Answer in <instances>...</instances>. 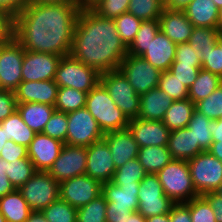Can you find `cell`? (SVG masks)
Segmentation results:
<instances>
[{"mask_svg": "<svg viewBox=\"0 0 222 222\" xmlns=\"http://www.w3.org/2000/svg\"><path fill=\"white\" fill-rule=\"evenodd\" d=\"M167 146L172 158L177 160L189 161L204 151L188 127L171 131Z\"/></svg>", "mask_w": 222, "mask_h": 222, "instance_id": "24", "label": "cell"}, {"mask_svg": "<svg viewBox=\"0 0 222 222\" xmlns=\"http://www.w3.org/2000/svg\"><path fill=\"white\" fill-rule=\"evenodd\" d=\"M86 108L98 122L103 133L128 128L129 119L115 105L108 91L98 83L86 96Z\"/></svg>", "mask_w": 222, "mask_h": 222, "instance_id": "3", "label": "cell"}, {"mask_svg": "<svg viewBox=\"0 0 222 222\" xmlns=\"http://www.w3.org/2000/svg\"><path fill=\"white\" fill-rule=\"evenodd\" d=\"M176 46L177 44L159 30L141 57L161 72L167 71L175 60Z\"/></svg>", "mask_w": 222, "mask_h": 222, "instance_id": "22", "label": "cell"}, {"mask_svg": "<svg viewBox=\"0 0 222 222\" xmlns=\"http://www.w3.org/2000/svg\"><path fill=\"white\" fill-rule=\"evenodd\" d=\"M221 85V77L201 68L197 74L196 80L188 89V99L196 104L207 98Z\"/></svg>", "mask_w": 222, "mask_h": 222, "instance_id": "32", "label": "cell"}, {"mask_svg": "<svg viewBox=\"0 0 222 222\" xmlns=\"http://www.w3.org/2000/svg\"><path fill=\"white\" fill-rule=\"evenodd\" d=\"M133 213L130 208L115 206L111 202H107L106 222H125Z\"/></svg>", "mask_w": 222, "mask_h": 222, "instance_id": "53", "label": "cell"}, {"mask_svg": "<svg viewBox=\"0 0 222 222\" xmlns=\"http://www.w3.org/2000/svg\"><path fill=\"white\" fill-rule=\"evenodd\" d=\"M58 88L54 80L22 81L15 91L16 102L17 104L35 102L54 106Z\"/></svg>", "mask_w": 222, "mask_h": 222, "instance_id": "19", "label": "cell"}, {"mask_svg": "<svg viewBox=\"0 0 222 222\" xmlns=\"http://www.w3.org/2000/svg\"><path fill=\"white\" fill-rule=\"evenodd\" d=\"M172 64H186L192 67H202L200 54L195 52L189 42L176 46L175 60Z\"/></svg>", "mask_w": 222, "mask_h": 222, "instance_id": "49", "label": "cell"}, {"mask_svg": "<svg viewBox=\"0 0 222 222\" xmlns=\"http://www.w3.org/2000/svg\"><path fill=\"white\" fill-rule=\"evenodd\" d=\"M8 137H6V135L4 134V126H2L0 124V151L3 148V145L5 144V142H7Z\"/></svg>", "mask_w": 222, "mask_h": 222, "instance_id": "67", "label": "cell"}, {"mask_svg": "<svg viewBox=\"0 0 222 222\" xmlns=\"http://www.w3.org/2000/svg\"><path fill=\"white\" fill-rule=\"evenodd\" d=\"M157 175L164 194L174 203H187L199 196L193 185L187 161L172 159Z\"/></svg>", "mask_w": 222, "mask_h": 222, "instance_id": "4", "label": "cell"}, {"mask_svg": "<svg viewBox=\"0 0 222 222\" xmlns=\"http://www.w3.org/2000/svg\"><path fill=\"white\" fill-rule=\"evenodd\" d=\"M170 222H192L190 214V201L187 203H174L169 212Z\"/></svg>", "mask_w": 222, "mask_h": 222, "instance_id": "54", "label": "cell"}, {"mask_svg": "<svg viewBox=\"0 0 222 222\" xmlns=\"http://www.w3.org/2000/svg\"><path fill=\"white\" fill-rule=\"evenodd\" d=\"M209 128L212 132L213 142L222 141V118L217 120H211Z\"/></svg>", "mask_w": 222, "mask_h": 222, "instance_id": "59", "label": "cell"}, {"mask_svg": "<svg viewBox=\"0 0 222 222\" xmlns=\"http://www.w3.org/2000/svg\"><path fill=\"white\" fill-rule=\"evenodd\" d=\"M195 110V104L190 99L173 101L162 120L170 130L182 129L188 126Z\"/></svg>", "mask_w": 222, "mask_h": 222, "instance_id": "30", "label": "cell"}, {"mask_svg": "<svg viewBox=\"0 0 222 222\" xmlns=\"http://www.w3.org/2000/svg\"><path fill=\"white\" fill-rule=\"evenodd\" d=\"M164 8L165 0H130L127 12L142 21L158 20Z\"/></svg>", "mask_w": 222, "mask_h": 222, "instance_id": "37", "label": "cell"}, {"mask_svg": "<svg viewBox=\"0 0 222 222\" xmlns=\"http://www.w3.org/2000/svg\"><path fill=\"white\" fill-rule=\"evenodd\" d=\"M200 57L202 60V69L222 78V34L217 38L213 49L207 50Z\"/></svg>", "mask_w": 222, "mask_h": 222, "instance_id": "46", "label": "cell"}, {"mask_svg": "<svg viewBox=\"0 0 222 222\" xmlns=\"http://www.w3.org/2000/svg\"><path fill=\"white\" fill-rule=\"evenodd\" d=\"M211 205L214 210L216 222H222V196L215 191L204 193L202 195Z\"/></svg>", "mask_w": 222, "mask_h": 222, "instance_id": "57", "label": "cell"}, {"mask_svg": "<svg viewBox=\"0 0 222 222\" xmlns=\"http://www.w3.org/2000/svg\"><path fill=\"white\" fill-rule=\"evenodd\" d=\"M60 183L47 171H37L18 190L32 211H42L59 198Z\"/></svg>", "mask_w": 222, "mask_h": 222, "instance_id": "8", "label": "cell"}, {"mask_svg": "<svg viewBox=\"0 0 222 222\" xmlns=\"http://www.w3.org/2000/svg\"><path fill=\"white\" fill-rule=\"evenodd\" d=\"M219 36L218 29L194 27L189 43L192 49L201 55L205 54L207 50L213 49Z\"/></svg>", "mask_w": 222, "mask_h": 222, "instance_id": "39", "label": "cell"}, {"mask_svg": "<svg viewBox=\"0 0 222 222\" xmlns=\"http://www.w3.org/2000/svg\"><path fill=\"white\" fill-rule=\"evenodd\" d=\"M0 124L4 126V134L8 137V140H12L26 148L36 134L27 124H25L18 110H15L12 115L8 116Z\"/></svg>", "mask_w": 222, "mask_h": 222, "instance_id": "31", "label": "cell"}, {"mask_svg": "<svg viewBox=\"0 0 222 222\" xmlns=\"http://www.w3.org/2000/svg\"><path fill=\"white\" fill-rule=\"evenodd\" d=\"M128 128L139 147L168 145L171 131L162 121L134 118L129 121Z\"/></svg>", "mask_w": 222, "mask_h": 222, "instance_id": "18", "label": "cell"}, {"mask_svg": "<svg viewBox=\"0 0 222 222\" xmlns=\"http://www.w3.org/2000/svg\"><path fill=\"white\" fill-rule=\"evenodd\" d=\"M102 195V183L86 174L60 183L59 198L78 209Z\"/></svg>", "mask_w": 222, "mask_h": 222, "instance_id": "14", "label": "cell"}, {"mask_svg": "<svg viewBox=\"0 0 222 222\" xmlns=\"http://www.w3.org/2000/svg\"><path fill=\"white\" fill-rule=\"evenodd\" d=\"M0 212L6 222H25L32 210L18 189L0 198Z\"/></svg>", "mask_w": 222, "mask_h": 222, "instance_id": "28", "label": "cell"}, {"mask_svg": "<svg viewBox=\"0 0 222 222\" xmlns=\"http://www.w3.org/2000/svg\"><path fill=\"white\" fill-rule=\"evenodd\" d=\"M49 222H76L77 209L58 198L41 211Z\"/></svg>", "mask_w": 222, "mask_h": 222, "instance_id": "42", "label": "cell"}, {"mask_svg": "<svg viewBox=\"0 0 222 222\" xmlns=\"http://www.w3.org/2000/svg\"><path fill=\"white\" fill-rule=\"evenodd\" d=\"M67 113L54 110L49 121L45 124L42 133L50 136L51 138L60 140L65 143L67 134Z\"/></svg>", "mask_w": 222, "mask_h": 222, "instance_id": "45", "label": "cell"}, {"mask_svg": "<svg viewBox=\"0 0 222 222\" xmlns=\"http://www.w3.org/2000/svg\"><path fill=\"white\" fill-rule=\"evenodd\" d=\"M146 222H170L169 213L146 218Z\"/></svg>", "mask_w": 222, "mask_h": 222, "instance_id": "66", "label": "cell"}, {"mask_svg": "<svg viewBox=\"0 0 222 222\" xmlns=\"http://www.w3.org/2000/svg\"><path fill=\"white\" fill-rule=\"evenodd\" d=\"M36 172L37 170L28 156L7 162L6 174L15 189L22 187Z\"/></svg>", "mask_w": 222, "mask_h": 222, "instance_id": "38", "label": "cell"}, {"mask_svg": "<svg viewBox=\"0 0 222 222\" xmlns=\"http://www.w3.org/2000/svg\"><path fill=\"white\" fill-rule=\"evenodd\" d=\"M87 147L64 144L60 155L48 169V174L62 183L86 173Z\"/></svg>", "mask_w": 222, "mask_h": 222, "instance_id": "13", "label": "cell"}, {"mask_svg": "<svg viewBox=\"0 0 222 222\" xmlns=\"http://www.w3.org/2000/svg\"><path fill=\"white\" fill-rule=\"evenodd\" d=\"M160 30L158 20H145L141 22L140 28L135 39L128 47V54L141 56L147 51L150 41L154 40L156 34Z\"/></svg>", "mask_w": 222, "mask_h": 222, "instance_id": "33", "label": "cell"}, {"mask_svg": "<svg viewBox=\"0 0 222 222\" xmlns=\"http://www.w3.org/2000/svg\"><path fill=\"white\" fill-rule=\"evenodd\" d=\"M101 0H77L80 10L92 9Z\"/></svg>", "mask_w": 222, "mask_h": 222, "instance_id": "64", "label": "cell"}, {"mask_svg": "<svg viewBox=\"0 0 222 222\" xmlns=\"http://www.w3.org/2000/svg\"><path fill=\"white\" fill-rule=\"evenodd\" d=\"M31 4H64L78 6L77 0H27Z\"/></svg>", "mask_w": 222, "mask_h": 222, "instance_id": "61", "label": "cell"}, {"mask_svg": "<svg viewBox=\"0 0 222 222\" xmlns=\"http://www.w3.org/2000/svg\"><path fill=\"white\" fill-rule=\"evenodd\" d=\"M0 222H6L5 217L2 215V213L0 212Z\"/></svg>", "mask_w": 222, "mask_h": 222, "instance_id": "71", "label": "cell"}, {"mask_svg": "<svg viewBox=\"0 0 222 222\" xmlns=\"http://www.w3.org/2000/svg\"><path fill=\"white\" fill-rule=\"evenodd\" d=\"M12 35V18L0 9V43Z\"/></svg>", "mask_w": 222, "mask_h": 222, "instance_id": "58", "label": "cell"}, {"mask_svg": "<svg viewBox=\"0 0 222 222\" xmlns=\"http://www.w3.org/2000/svg\"><path fill=\"white\" fill-rule=\"evenodd\" d=\"M137 211L145 218L170 212L174 202L164 194L157 174H146L139 184Z\"/></svg>", "mask_w": 222, "mask_h": 222, "instance_id": "11", "label": "cell"}, {"mask_svg": "<svg viewBox=\"0 0 222 222\" xmlns=\"http://www.w3.org/2000/svg\"><path fill=\"white\" fill-rule=\"evenodd\" d=\"M217 194L222 196V183L220 184V187L215 191Z\"/></svg>", "mask_w": 222, "mask_h": 222, "instance_id": "70", "label": "cell"}, {"mask_svg": "<svg viewBox=\"0 0 222 222\" xmlns=\"http://www.w3.org/2000/svg\"><path fill=\"white\" fill-rule=\"evenodd\" d=\"M7 161L0 157V198L15 190L6 174Z\"/></svg>", "mask_w": 222, "mask_h": 222, "instance_id": "56", "label": "cell"}, {"mask_svg": "<svg viewBox=\"0 0 222 222\" xmlns=\"http://www.w3.org/2000/svg\"><path fill=\"white\" fill-rule=\"evenodd\" d=\"M173 99L158 87L140 95L139 115L142 120L162 121Z\"/></svg>", "mask_w": 222, "mask_h": 222, "instance_id": "23", "label": "cell"}, {"mask_svg": "<svg viewBox=\"0 0 222 222\" xmlns=\"http://www.w3.org/2000/svg\"><path fill=\"white\" fill-rule=\"evenodd\" d=\"M137 159L147 174H157L173 158L168 146L139 147Z\"/></svg>", "mask_w": 222, "mask_h": 222, "instance_id": "29", "label": "cell"}, {"mask_svg": "<svg viewBox=\"0 0 222 222\" xmlns=\"http://www.w3.org/2000/svg\"><path fill=\"white\" fill-rule=\"evenodd\" d=\"M146 174L139 160L134 158L116 169L111 182L115 185H139Z\"/></svg>", "mask_w": 222, "mask_h": 222, "instance_id": "35", "label": "cell"}, {"mask_svg": "<svg viewBox=\"0 0 222 222\" xmlns=\"http://www.w3.org/2000/svg\"><path fill=\"white\" fill-rule=\"evenodd\" d=\"M208 151L222 162V141L212 142Z\"/></svg>", "mask_w": 222, "mask_h": 222, "instance_id": "62", "label": "cell"}, {"mask_svg": "<svg viewBox=\"0 0 222 222\" xmlns=\"http://www.w3.org/2000/svg\"><path fill=\"white\" fill-rule=\"evenodd\" d=\"M192 0H165V7L170 10H183Z\"/></svg>", "mask_w": 222, "mask_h": 222, "instance_id": "60", "label": "cell"}, {"mask_svg": "<svg viewBox=\"0 0 222 222\" xmlns=\"http://www.w3.org/2000/svg\"><path fill=\"white\" fill-rule=\"evenodd\" d=\"M125 222H146V218L138 211L133 212Z\"/></svg>", "mask_w": 222, "mask_h": 222, "instance_id": "65", "label": "cell"}, {"mask_svg": "<svg viewBox=\"0 0 222 222\" xmlns=\"http://www.w3.org/2000/svg\"><path fill=\"white\" fill-rule=\"evenodd\" d=\"M116 167L104 139L87 147L86 175L100 183L112 181Z\"/></svg>", "mask_w": 222, "mask_h": 222, "instance_id": "16", "label": "cell"}, {"mask_svg": "<svg viewBox=\"0 0 222 222\" xmlns=\"http://www.w3.org/2000/svg\"><path fill=\"white\" fill-rule=\"evenodd\" d=\"M87 93L69 87H59L55 110L68 113L86 107Z\"/></svg>", "mask_w": 222, "mask_h": 222, "instance_id": "34", "label": "cell"}, {"mask_svg": "<svg viewBox=\"0 0 222 222\" xmlns=\"http://www.w3.org/2000/svg\"><path fill=\"white\" fill-rule=\"evenodd\" d=\"M210 124L211 119L195 109L187 126L192 130L195 142H198L204 151H208L213 142Z\"/></svg>", "mask_w": 222, "mask_h": 222, "instance_id": "36", "label": "cell"}, {"mask_svg": "<svg viewBox=\"0 0 222 222\" xmlns=\"http://www.w3.org/2000/svg\"><path fill=\"white\" fill-rule=\"evenodd\" d=\"M129 3L130 0H101L92 10L101 17L115 19L127 12Z\"/></svg>", "mask_w": 222, "mask_h": 222, "instance_id": "48", "label": "cell"}, {"mask_svg": "<svg viewBox=\"0 0 222 222\" xmlns=\"http://www.w3.org/2000/svg\"><path fill=\"white\" fill-rule=\"evenodd\" d=\"M190 214L192 222H216L214 210L202 195L190 200Z\"/></svg>", "mask_w": 222, "mask_h": 222, "instance_id": "47", "label": "cell"}, {"mask_svg": "<svg viewBox=\"0 0 222 222\" xmlns=\"http://www.w3.org/2000/svg\"><path fill=\"white\" fill-rule=\"evenodd\" d=\"M27 156V148L12 140H7L0 151V157L7 162L17 161L18 159H23Z\"/></svg>", "mask_w": 222, "mask_h": 222, "instance_id": "51", "label": "cell"}, {"mask_svg": "<svg viewBox=\"0 0 222 222\" xmlns=\"http://www.w3.org/2000/svg\"><path fill=\"white\" fill-rule=\"evenodd\" d=\"M103 139L109 146L116 169L137 158L139 146L129 128L105 133Z\"/></svg>", "mask_w": 222, "mask_h": 222, "instance_id": "20", "label": "cell"}, {"mask_svg": "<svg viewBox=\"0 0 222 222\" xmlns=\"http://www.w3.org/2000/svg\"><path fill=\"white\" fill-rule=\"evenodd\" d=\"M107 201L103 195L77 209L76 222H106Z\"/></svg>", "mask_w": 222, "mask_h": 222, "instance_id": "40", "label": "cell"}, {"mask_svg": "<svg viewBox=\"0 0 222 222\" xmlns=\"http://www.w3.org/2000/svg\"><path fill=\"white\" fill-rule=\"evenodd\" d=\"M25 222H49L41 211H32Z\"/></svg>", "mask_w": 222, "mask_h": 222, "instance_id": "63", "label": "cell"}, {"mask_svg": "<svg viewBox=\"0 0 222 222\" xmlns=\"http://www.w3.org/2000/svg\"><path fill=\"white\" fill-rule=\"evenodd\" d=\"M193 185L198 195L216 191L222 183V162L209 151H203L187 161Z\"/></svg>", "mask_w": 222, "mask_h": 222, "instance_id": "7", "label": "cell"}, {"mask_svg": "<svg viewBox=\"0 0 222 222\" xmlns=\"http://www.w3.org/2000/svg\"><path fill=\"white\" fill-rule=\"evenodd\" d=\"M79 12L74 5L27 3L12 19V36L25 50L69 55Z\"/></svg>", "mask_w": 222, "mask_h": 222, "instance_id": "1", "label": "cell"}, {"mask_svg": "<svg viewBox=\"0 0 222 222\" xmlns=\"http://www.w3.org/2000/svg\"><path fill=\"white\" fill-rule=\"evenodd\" d=\"M64 143L44 133H36L27 147L28 158L37 171H48L60 155Z\"/></svg>", "mask_w": 222, "mask_h": 222, "instance_id": "17", "label": "cell"}, {"mask_svg": "<svg viewBox=\"0 0 222 222\" xmlns=\"http://www.w3.org/2000/svg\"><path fill=\"white\" fill-rule=\"evenodd\" d=\"M217 29L222 34V9L219 10V18L217 23Z\"/></svg>", "mask_w": 222, "mask_h": 222, "instance_id": "68", "label": "cell"}, {"mask_svg": "<svg viewBox=\"0 0 222 222\" xmlns=\"http://www.w3.org/2000/svg\"><path fill=\"white\" fill-rule=\"evenodd\" d=\"M158 88L171 97L173 101L188 98V88L174 77L169 70L161 73Z\"/></svg>", "mask_w": 222, "mask_h": 222, "instance_id": "43", "label": "cell"}, {"mask_svg": "<svg viewBox=\"0 0 222 222\" xmlns=\"http://www.w3.org/2000/svg\"><path fill=\"white\" fill-rule=\"evenodd\" d=\"M212 1L216 4L219 10L222 9V0H212Z\"/></svg>", "mask_w": 222, "mask_h": 222, "instance_id": "69", "label": "cell"}, {"mask_svg": "<svg viewBox=\"0 0 222 222\" xmlns=\"http://www.w3.org/2000/svg\"><path fill=\"white\" fill-rule=\"evenodd\" d=\"M62 56L51 53L24 50L22 81L54 80Z\"/></svg>", "mask_w": 222, "mask_h": 222, "instance_id": "15", "label": "cell"}, {"mask_svg": "<svg viewBox=\"0 0 222 222\" xmlns=\"http://www.w3.org/2000/svg\"><path fill=\"white\" fill-rule=\"evenodd\" d=\"M183 11L194 27L217 29L219 9L212 0H192Z\"/></svg>", "mask_w": 222, "mask_h": 222, "instance_id": "25", "label": "cell"}, {"mask_svg": "<svg viewBox=\"0 0 222 222\" xmlns=\"http://www.w3.org/2000/svg\"><path fill=\"white\" fill-rule=\"evenodd\" d=\"M139 185H115L114 183H102V195L107 202L115 206L130 208L133 212L139 206L138 191Z\"/></svg>", "mask_w": 222, "mask_h": 222, "instance_id": "26", "label": "cell"}, {"mask_svg": "<svg viewBox=\"0 0 222 222\" xmlns=\"http://www.w3.org/2000/svg\"><path fill=\"white\" fill-rule=\"evenodd\" d=\"M70 54L99 73L117 70L128 54L113 19L80 10Z\"/></svg>", "mask_w": 222, "mask_h": 222, "instance_id": "2", "label": "cell"}, {"mask_svg": "<svg viewBox=\"0 0 222 222\" xmlns=\"http://www.w3.org/2000/svg\"><path fill=\"white\" fill-rule=\"evenodd\" d=\"M24 50L12 35L0 43V89L15 92L22 82Z\"/></svg>", "mask_w": 222, "mask_h": 222, "instance_id": "9", "label": "cell"}, {"mask_svg": "<svg viewBox=\"0 0 222 222\" xmlns=\"http://www.w3.org/2000/svg\"><path fill=\"white\" fill-rule=\"evenodd\" d=\"M100 83L129 120L138 117L140 95L136 93L119 69L100 73Z\"/></svg>", "mask_w": 222, "mask_h": 222, "instance_id": "6", "label": "cell"}, {"mask_svg": "<svg viewBox=\"0 0 222 222\" xmlns=\"http://www.w3.org/2000/svg\"><path fill=\"white\" fill-rule=\"evenodd\" d=\"M138 95L158 87L161 71L141 56L127 54L118 68Z\"/></svg>", "mask_w": 222, "mask_h": 222, "instance_id": "12", "label": "cell"}, {"mask_svg": "<svg viewBox=\"0 0 222 222\" xmlns=\"http://www.w3.org/2000/svg\"><path fill=\"white\" fill-rule=\"evenodd\" d=\"M54 81L59 87H69L89 93L100 83V73L69 54L60 59Z\"/></svg>", "mask_w": 222, "mask_h": 222, "instance_id": "5", "label": "cell"}, {"mask_svg": "<svg viewBox=\"0 0 222 222\" xmlns=\"http://www.w3.org/2000/svg\"><path fill=\"white\" fill-rule=\"evenodd\" d=\"M160 30L175 44L189 42L193 24L183 10L164 8L159 19Z\"/></svg>", "mask_w": 222, "mask_h": 222, "instance_id": "21", "label": "cell"}, {"mask_svg": "<svg viewBox=\"0 0 222 222\" xmlns=\"http://www.w3.org/2000/svg\"><path fill=\"white\" fill-rule=\"evenodd\" d=\"M195 109L211 120L222 118V85L207 98L197 102Z\"/></svg>", "mask_w": 222, "mask_h": 222, "instance_id": "44", "label": "cell"}, {"mask_svg": "<svg viewBox=\"0 0 222 222\" xmlns=\"http://www.w3.org/2000/svg\"><path fill=\"white\" fill-rule=\"evenodd\" d=\"M27 3V0H0V9L13 19Z\"/></svg>", "mask_w": 222, "mask_h": 222, "instance_id": "55", "label": "cell"}, {"mask_svg": "<svg viewBox=\"0 0 222 222\" xmlns=\"http://www.w3.org/2000/svg\"><path fill=\"white\" fill-rule=\"evenodd\" d=\"M17 110L15 92L0 89V123Z\"/></svg>", "mask_w": 222, "mask_h": 222, "instance_id": "52", "label": "cell"}, {"mask_svg": "<svg viewBox=\"0 0 222 222\" xmlns=\"http://www.w3.org/2000/svg\"><path fill=\"white\" fill-rule=\"evenodd\" d=\"M17 110L22 120L35 133H42L45 124L49 121L55 107L35 102L17 104Z\"/></svg>", "mask_w": 222, "mask_h": 222, "instance_id": "27", "label": "cell"}, {"mask_svg": "<svg viewBox=\"0 0 222 222\" xmlns=\"http://www.w3.org/2000/svg\"><path fill=\"white\" fill-rule=\"evenodd\" d=\"M113 20L116 25L119 37L128 48L135 39L142 20L138 19L129 12L122 13L120 16Z\"/></svg>", "mask_w": 222, "mask_h": 222, "instance_id": "41", "label": "cell"}, {"mask_svg": "<svg viewBox=\"0 0 222 222\" xmlns=\"http://www.w3.org/2000/svg\"><path fill=\"white\" fill-rule=\"evenodd\" d=\"M201 68L202 67H192L186 64H171L169 71L189 89L196 80Z\"/></svg>", "mask_w": 222, "mask_h": 222, "instance_id": "50", "label": "cell"}, {"mask_svg": "<svg viewBox=\"0 0 222 222\" xmlns=\"http://www.w3.org/2000/svg\"><path fill=\"white\" fill-rule=\"evenodd\" d=\"M67 134L64 144L88 147L102 140L104 133L86 107L67 113Z\"/></svg>", "mask_w": 222, "mask_h": 222, "instance_id": "10", "label": "cell"}]
</instances>
